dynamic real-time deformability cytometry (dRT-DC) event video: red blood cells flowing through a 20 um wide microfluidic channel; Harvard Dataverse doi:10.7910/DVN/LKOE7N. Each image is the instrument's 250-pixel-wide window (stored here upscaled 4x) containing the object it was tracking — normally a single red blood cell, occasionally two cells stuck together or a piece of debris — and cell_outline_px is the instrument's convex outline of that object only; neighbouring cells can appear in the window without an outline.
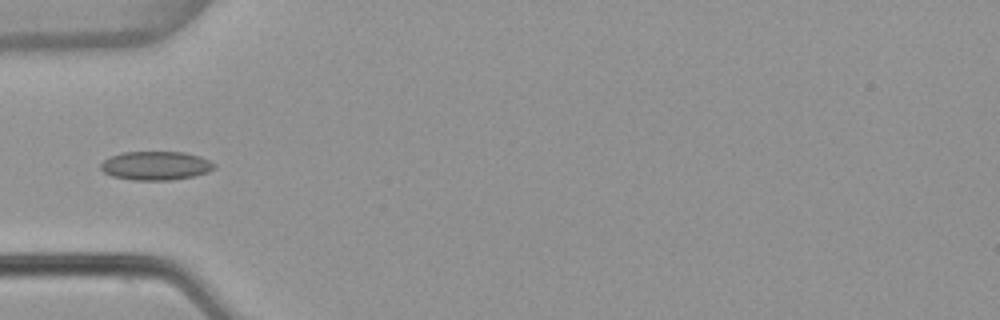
{"species": "common noctule bat (a hibernating species)", "species_latin": "Nyctalus noctula", "temperature_condition": "warm", "stored_images_in_passage": 4, "camera_frame_rate_fps": 3000, "um_per_image_px": 0.085, "animal": {"sex": "female", "body_mass_g": 22.7, "forearm_length_mm": 54.2}, "frame": {"image": 1, "passage_image": 4, "time_ms": 1.0, "image_size_px": [1000, 320], "cell_outline_px": [[216, 168], [208, 172], [192, 176], [172, 180], [132, 180], [112, 176], [104, 172], [100, 168], [100, 164], [104, 160], [112, 156], [124, 152], [184, 152], [200, 156], [216, 164]], "centroid_in_image_um": [13.26, 14.08], "position_along_channel_um": 71.7, "area_um2": 19.02}}